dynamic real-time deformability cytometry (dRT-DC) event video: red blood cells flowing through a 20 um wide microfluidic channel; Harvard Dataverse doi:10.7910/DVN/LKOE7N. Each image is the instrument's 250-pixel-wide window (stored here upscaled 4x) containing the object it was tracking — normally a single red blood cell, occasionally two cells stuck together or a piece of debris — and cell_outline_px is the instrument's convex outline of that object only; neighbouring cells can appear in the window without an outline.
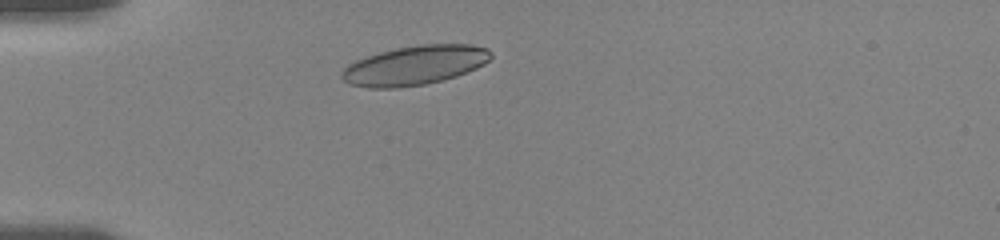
{"species": "human", "species_latin": "Homo sapiens", "temperature_condition": "room temperature", "stored_images_in_passage": 41, "camera_frame_rate_fps": 3000, "um_per_image_px": 0.085, "donor": {"sex": "female"}, "frame": {"image": 1, "passage_image": 1, "time_ms": 0.0, "image_size_px": [1000, 240], "cell_outline_px": [[492, 56], [484, 64], [476, 68], [456, 76], [424, 84], [396, 88], [368, 88], [348, 84], [340, 76], [340, 72], [348, 64], [356, 60], [380, 52], [396, 48], [420, 44], [472, 44], [488, 48], [492, 52]], "centroid_in_image_um": [35.24, 5.55], "position_along_channel_um": 49.8, "area_um2": 34.16}}
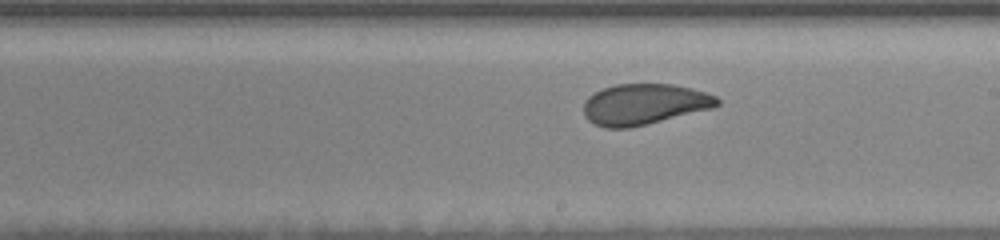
{"frame": {"image": 2, "passage_image": 18, "time_ms": 5.667, "image_size_px": [1000, 240], "cell_outline_px": [[720, 104], [712, 108], [628, 128], [604, 128], [588, 120], [584, 116], [584, 100], [588, 96], [604, 88], [616, 84], [672, 84], [692, 88], [716, 96], [720, 100]], "centroid_in_image_um": [54.74, 8.85], "position_along_channel_um": 234.3, "area_um2": 31.56}}
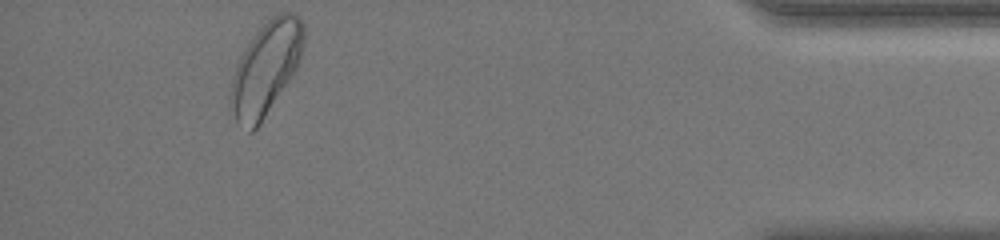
{"frame": {"image": 3, "passage_image": 37, "time_ms": 12.0, "image_size_px": [1000, 240], "cell_outline_px": [[304, 40], [300, 56], [296, 68], [260, 124], [252, 132], [248, 132], [236, 120], [228, 96], [232, 76], [236, 64], [240, 56], [256, 32], [272, 16], [280, 12], [296, 12], [304, 24]], "centroid_in_image_um": [22.58, 5.79], "position_along_channel_um": 412.6, "area_um2": 39.19}, "authors_computed_cell_mechanics": {"area_um2": 32.8882, "velocity_mm_per_s": 3.5966, "shape_relaxation_time_tau1_ms": 6.4653, "shape_relaxation_time_tau2_ms": 0.915, "deformation_change_tau1": 0.1461, "deformation_change_tau2": 0.0689}}